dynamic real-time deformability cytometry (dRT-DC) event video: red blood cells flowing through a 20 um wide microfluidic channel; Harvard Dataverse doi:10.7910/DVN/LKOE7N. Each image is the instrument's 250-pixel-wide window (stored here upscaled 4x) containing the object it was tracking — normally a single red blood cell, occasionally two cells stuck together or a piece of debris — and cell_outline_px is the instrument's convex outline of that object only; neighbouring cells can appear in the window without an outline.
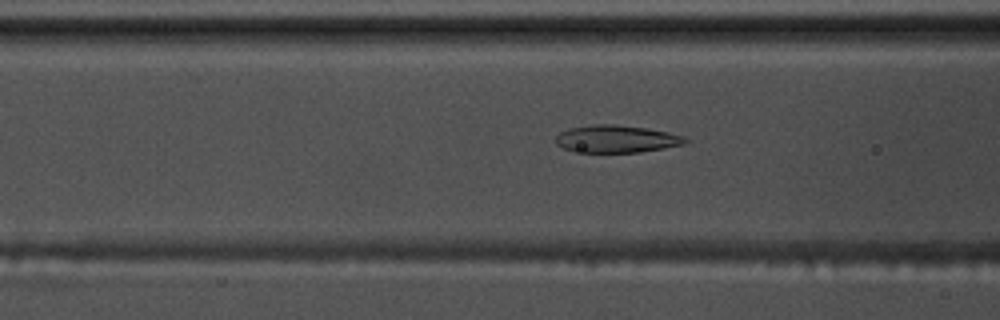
{"species": "common noctule bat (a hibernating species)", "species_latin": "Nyctalus noctula", "temperature_condition": "warm", "stored_images_in_passage": 55, "camera_frame_rate_fps": 3000, "um_per_image_px": 0.085, "animal": {"sex": "male", "body_mass_g": 17.5, "forearm_length_mm": 52.3}, "frame": {"image": 1, "passage_image": 20, "time_ms": 6.333, "image_size_px": [1000, 320], "cell_outline_px": [[688, 140], [684, 144], [664, 148], [640, 152], [572, 152], [556, 144], [556, 136], [560, 132], [568, 128], [596, 124], [616, 124], [644, 128], [668, 132], [684, 136]], "centroid_in_image_um": [52.37, 11.81], "position_along_channel_um": 114.2, "area_um2": 20.69}}
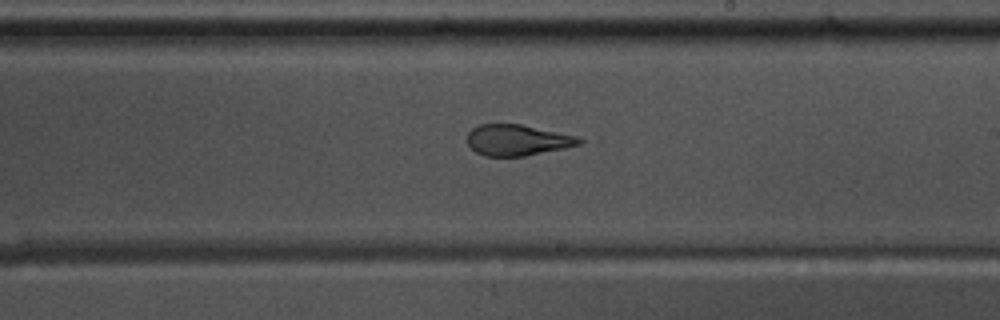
{"frame": {"image": 2, "passage_image": 31, "time_ms": 10.0, "image_size_px": [1000, 320], "cell_outline_px": [[584, 140], [580, 144], [564, 148], [524, 156], [484, 156], [476, 152], [468, 144], [468, 132], [472, 128], [480, 124], [520, 124], [576, 136]], "centroid_in_image_um": [43.95, 11.91], "position_along_channel_um": 245.0, "area_um2": 20.0}}
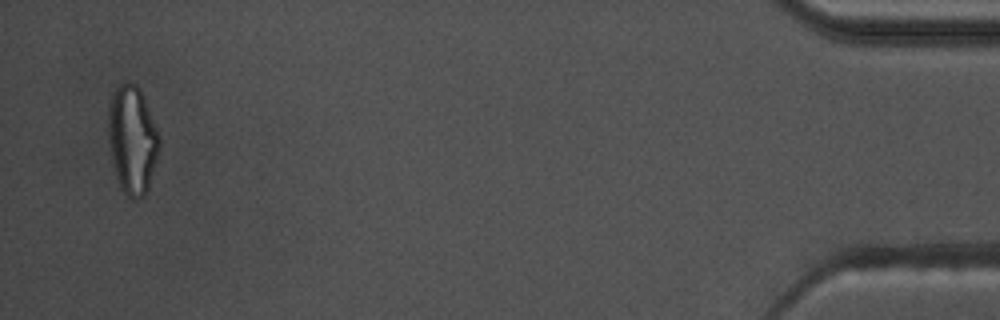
{"frame": {"image": 3, "passage_image": 53, "time_ms": 17.333, "image_size_px": [1000, 320], "cell_outline_px": [[160, 152], [148, 188], [144, 196], [140, 200], [132, 200], [120, 188], [112, 164], [108, 136], [108, 112], [112, 92], [124, 80], [128, 80], [136, 84], [140, 88], [160, 136]], "centroid_in_image_um": [11.25, 11.88], "position_along_channel_um": 423.9, "area_um2": 32.77}, "authors_computed_cell_mechanics": {"area_um2": 22.7154, "velocity_mm_per_s": 3.5794, "shape_relaxation_time_tau1_ms": 4.8802, "shape_relaxation_time_tau2_ms": 1.3151, "deformation_change_tau1": 0.2031, "deformation_change_tau2": 0.0963}}